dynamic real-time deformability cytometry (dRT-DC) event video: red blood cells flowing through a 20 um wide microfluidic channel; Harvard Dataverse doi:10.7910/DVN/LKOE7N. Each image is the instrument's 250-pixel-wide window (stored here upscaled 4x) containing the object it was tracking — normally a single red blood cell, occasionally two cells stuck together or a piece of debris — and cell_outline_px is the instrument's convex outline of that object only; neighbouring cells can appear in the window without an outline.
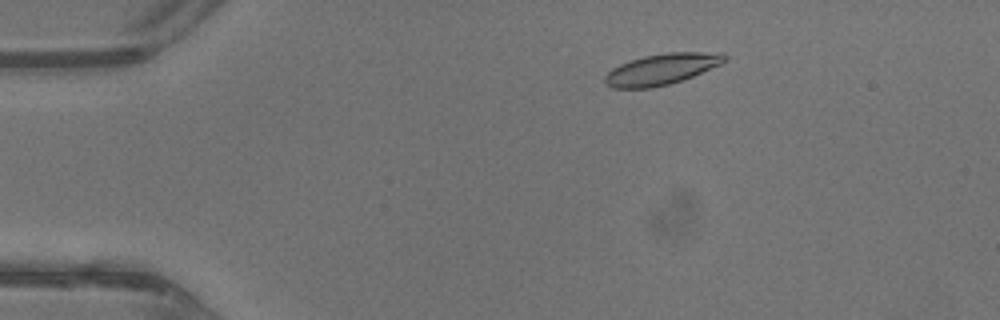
{"species": "common noctule bat (a hibernating species)", "species_latin": "Nyctalus noctula", "temperature_condition": "warm", "stored_images_in_passage": 41, "camera_frame_rate_fps": 3000, "um_per_image_px": 0.085, "animal": {"sex": "male", "body_mass_g": 13.3}, "frame": {"image": 1, "passage_image": 5, "time_ms": 1.333, "image_size_px": [1000, 320], "cell_outline_px": [[728, 60], [720, 64], [692, 76], [668, 84], [652, 88], [612, 88], [604, 80], [604, 76], [612, 68], [620, 64], [644, 56], [668, 52], [724, 52], [728, 56]], "centroid_in_image_um": [56.27, 5.86], "position_along_channel_um": 28.7, "area_um2": 21.5}}
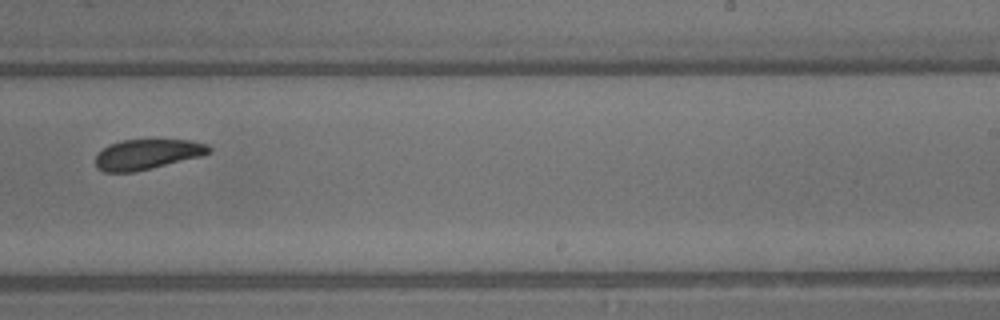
{"frame": {"image": 2, "passage_image": 25, "time_ms": 8.0, "image_size_px": [1000, 320], "cell_outline_px": [[212, 152], [200, 156], [132, 172], [104, 172], [96, 168], [96, 156], [108, 144], [120, 140], [192, 140], [208, 144], [212, 148]], "centroid_in_image_um": [12.51, 13.1], "position_along_channel_um": 276.5, "area_um2": 19.77}}
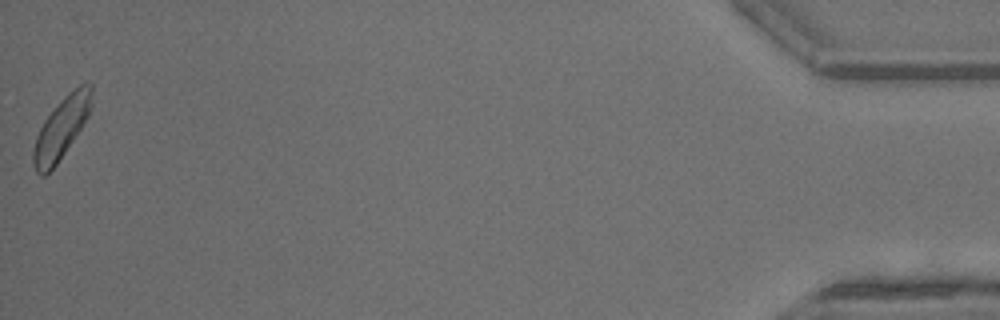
{"frame": {"image": 3, "passage_image": 41, "time_ms": 13.333, "image_size_px": [1000, 320], "cell_outline_px": [[92, 104], [88, 116], [56, 164], [44, 176], [40, 176], [36, 172], [32, 160], [32, 152], [36, 136], [44, 120], [64, 96], [68, 92], [80, 84], [88, 80], [92, 84]], "centroid_in_image_um": [5.22, 10.84], "position_along_channel_um": 430.0, "area_um2": 20.58}, "authors_computed_cell_mechanics": {"area_um2": 20.7502, "velocity_mm_per_s": 4.7251, "shape_relaxation_time_tau1_ms": 2.1326, "shape_relaxation_time_tau2_ms": 4.1292, "deformation_change_tau1": 0.079, "deformation_change_tau2": 0.1095}}